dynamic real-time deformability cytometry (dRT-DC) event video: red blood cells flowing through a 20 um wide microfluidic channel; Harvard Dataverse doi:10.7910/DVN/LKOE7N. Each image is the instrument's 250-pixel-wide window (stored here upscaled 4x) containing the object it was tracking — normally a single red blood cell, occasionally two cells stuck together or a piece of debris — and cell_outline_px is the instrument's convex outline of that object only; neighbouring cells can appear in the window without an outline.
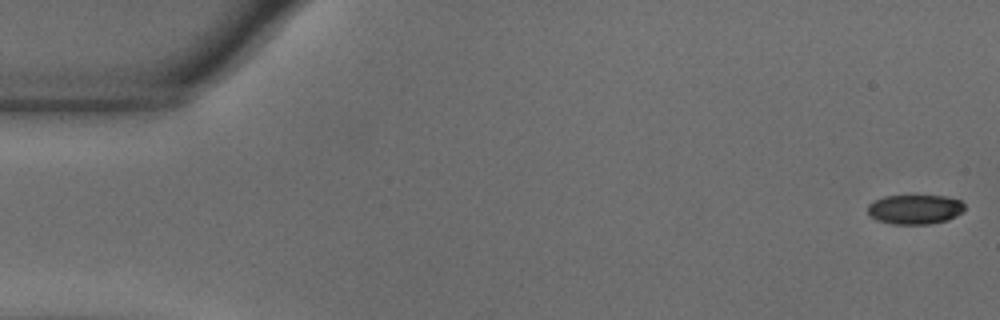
{"species": "common noctule bat (a hibernating species)", "species_latin": "Nyctalus noctula", "temperature_condition": "warm", "stored_images_in_passage": 9, "camera_frame_rate_fps": 3000, "um_per_image_px": 0.085, "animal": {"sex": "male", "body_mass_g": 18.8}, "frame": {"image": 1, "passage_image": 1, "time_ms": 0.0, "image_size_px": [1000, 320], "cell_outline_px": [[964, 212], [948, 220], [928, 224], [892, 224], [876, 220], [868, 212], [868, 204], [884, 196], [944, 196], [960, 200], [964, 204]], "centroid_in_image_um": [77.79, 17.8], "position_along_channel_um": 7.2, "area_um2": 16.65}}